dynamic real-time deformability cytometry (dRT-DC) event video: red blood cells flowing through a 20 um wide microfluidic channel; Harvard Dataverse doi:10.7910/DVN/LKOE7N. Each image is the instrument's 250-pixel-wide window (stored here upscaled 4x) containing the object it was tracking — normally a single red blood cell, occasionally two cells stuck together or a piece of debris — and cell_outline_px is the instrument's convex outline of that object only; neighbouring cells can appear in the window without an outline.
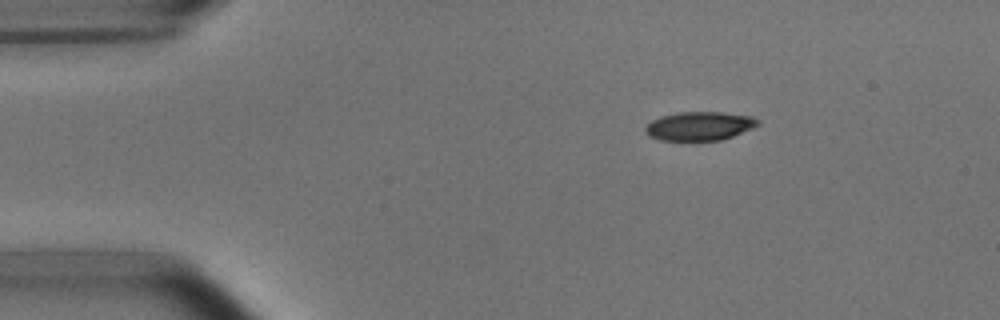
{"species": "common noctule bat (a hibernating species)", "species_latin": "Nyctalus noctula", "temperature_condition": "room temperature", "stored_images_in_passage": 3, "camera_frame_rate_fps": 3000, "um_per_image_px": 0.085, "animal": {"sex": "male", "body_mass_g": 15.6}, "frame": {"image": 1, "passage_image": 1, "time_ms": 0.0, "image_size_px": [1000, 320], "cell_outline_px": [[760, 124], [752, 128], [732, 136], [720, 140], [660, 140], [648, 136], [644, 128], [652, 120], [660, 116], [676, 112], [720, 112], [752, 116], [760, 120]], "centroid_in_image_um": [59.45, 10.7], "position_along_channel_um": 25.6, "area_um2": 18.84}}
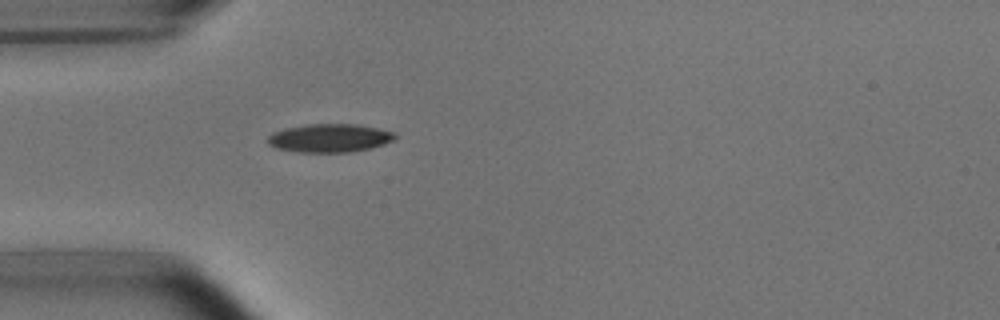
{"frame": {"image": 2, "passage_image": 3, "time_ms": 0.667, "image_size_px": [1000, 320], "cell_outline_px": [[396, 136], [392, 140], [384, 144], [372, 148], [352, 152], [296, 152], [276, 148], [268, 144], [268, 136], [272, 132], [284, 128], [308, 124], [356, 124], [396, 132]], "centroid_in_image_um": [28.0, 11.73], "position_along_channel_um": 57.0, "area_um2": 21.15}}